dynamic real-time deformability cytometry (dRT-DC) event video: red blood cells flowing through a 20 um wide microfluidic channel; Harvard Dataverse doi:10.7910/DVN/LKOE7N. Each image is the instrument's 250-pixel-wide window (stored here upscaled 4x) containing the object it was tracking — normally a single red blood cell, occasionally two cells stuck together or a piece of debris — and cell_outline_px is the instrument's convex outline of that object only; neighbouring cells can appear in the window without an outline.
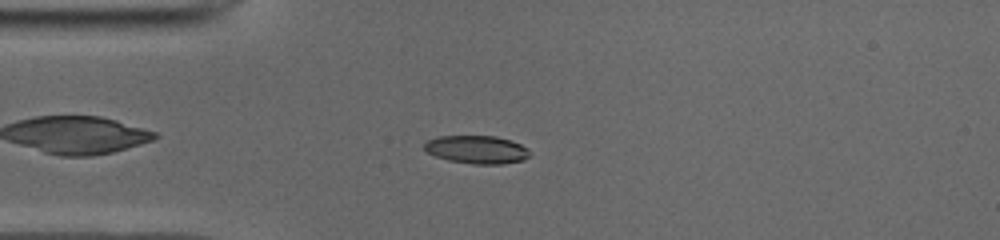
{"species": "common noctule bat (a hibernating species)", "species_latin": "Nyctalus noctula", "temperature_condition": "cold", "stored_images_in_passage": 46, "camera_frame_rate_fps": 3000, "um_per_image_px": 0.085, "animal": {"sex": "male", "body_mass_g": 19.0, "forearm_length_mm": 50.8}, "frame": {"image": 1, "passage_image": 8, "time_ms": 2.333, "image_size_px": [1000, 240], "cell_outline_px": [[532, 152], [524, 160], [500, 164], [472, 164], [448, 160], [436, 156], [428, 152], [424, 148], [424, 144], [428, 140], [440, 136], [496, 136], [512, 140], [528, 148]], "centroid_in_image_um": [40.57, 12.71], "position_along_channel_um": 44.4, "area_um2": 17.28}}
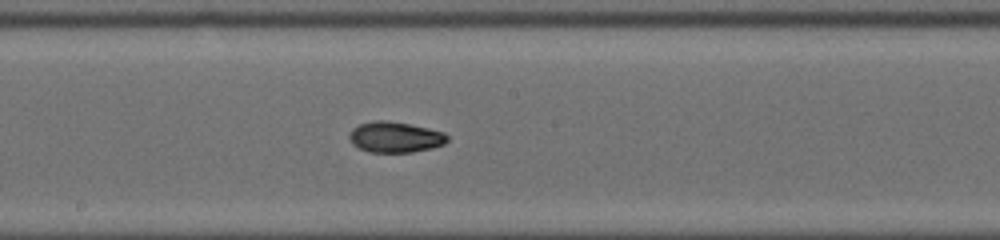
{"frame": {"image": 2, "passage_image": 22, "time_ms": 7.0, "image_size_px": [1000, 240], "cell_outline_px": [[448, 140], [444, 144], [432, 148], [412, 152], [368, 152], [352, 144], [348, 140], [348, 136], [352, 128], [360, 124], [372, 120], [384, 120], [408, 124], [428, 128], [444, 132], [448, 136]], "centroid_in_image_um": [33.56, 11.65], "position_along_channel_um": 214.6, "area_um2": 17.63}}
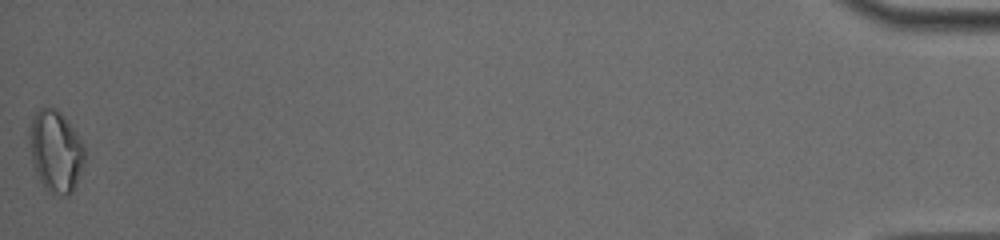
{"frame": {"image": 3, "passage_image": 46, "time_ms": 15.0, "image_size_px": [1000, 240], "cell_outline_px": [[84, 164], [76, 184], [72, 192], [68, 196], [60, 196], [44, 188], [32, 164], [28, 132], [28, 128], [36, 112], [40, 108], [52, 108], [60, 112], [64, 116], [84, 144]], "centroid_in_image_um": [4.73, 12.87], "position_along_channel_um": 430.5, "area_um2": 26.24}, "authors_computed_cell_mechanics": {"area_um2": 17.4556, "velocity_mm_per_s": 3.945, "shape_relaxation_time_tau1_ms": null, "shape_relaxation_time_tau2_ms": 3.5965, "deformation_change_tau1": null, "deformation_change_tau2": 0.0723}}